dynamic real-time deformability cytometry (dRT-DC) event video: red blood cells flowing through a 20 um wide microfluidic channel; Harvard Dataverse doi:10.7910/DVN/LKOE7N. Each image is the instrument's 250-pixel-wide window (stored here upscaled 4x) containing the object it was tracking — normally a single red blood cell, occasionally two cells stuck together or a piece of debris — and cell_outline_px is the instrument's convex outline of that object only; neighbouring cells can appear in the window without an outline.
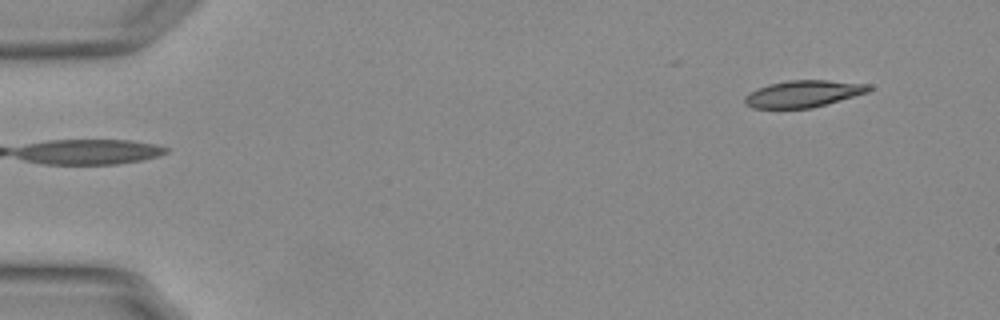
{"species": "Egyptian fruit bat (a non-hibernating species)", "species_latin": "Rousettus aegyptiacus", "temperature_condition": "warm", "stored_images_in_passage": 46, "camera_frame_rate_fps": 3000, "um_per_image_px": 0.085, "animal": {"sex": "female"}, "frame": {"image": 1, "passage_image": 1, "time_ms": 0.0, "image_size_px": [1000, 320], "cell_outline_px": [[872, 88], [868, 92], [812, 108], [752, 108], [744, 104], [744, 96], [748, 92], [768, 84], [788, 80], [828, 80], [872, 84]], "centroid_in_image_um": [68.26, 7.96], "position_along_channel_um": 16.7, "area_um2": 19.54}}
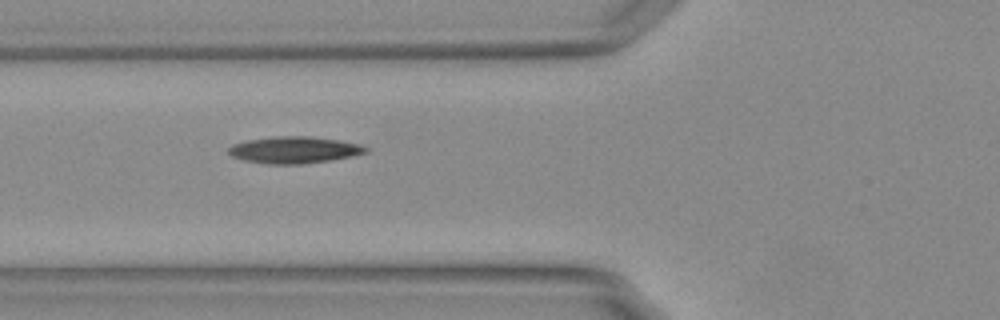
{"frame": {"image": 2, "passage_image": 17, "time_ms": 5.333, "image_size_px": [1000, 320], "cell_outline_px": [[368, 152], [352, 156], [328, 160], [300, 164], [268, 164], [244, 160], [232, 156], [228, 152], [228, 148], [232, 144], [248, 140], [272, 136], [312, 136], [340, 140], [360, 144], [368, 148]], "centroid_in_image_um": [25.01, 12.73], "position_along_channel_um": 100.8, "area_um2": 21.39}}
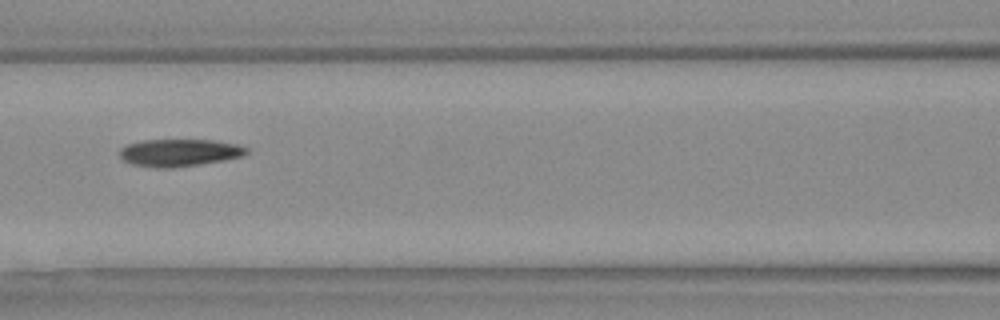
{"frame": {"image": 3, "passage_image": 21, "time_ms": 6.667, "image_size_px": [1000, 320], "cell_outline_px": [[248, 152], [244, 156], [224, 160], [172, 168], [156, 168], [132, 164], [124, 160], [120, 156], [120, 148], [128, 144], [144, 140], [212, 140], [236, 144], [248, 148]], "centroid_in_image_um": [15.25, 12.98], "position_along_channel_um": 151.4, "area_um2": 20.11}, "authors_computed_cell_mechanics": {"area_um2": 20.2878, "velocity_mm_per_s": 3.768, "shape_relaxation_time_tau1_ms": null, "shape_relaxation_time_tau2_ms": 7.1915, "deformation_change_tau1": null, "deformation_change_tau2": 0.1583}}